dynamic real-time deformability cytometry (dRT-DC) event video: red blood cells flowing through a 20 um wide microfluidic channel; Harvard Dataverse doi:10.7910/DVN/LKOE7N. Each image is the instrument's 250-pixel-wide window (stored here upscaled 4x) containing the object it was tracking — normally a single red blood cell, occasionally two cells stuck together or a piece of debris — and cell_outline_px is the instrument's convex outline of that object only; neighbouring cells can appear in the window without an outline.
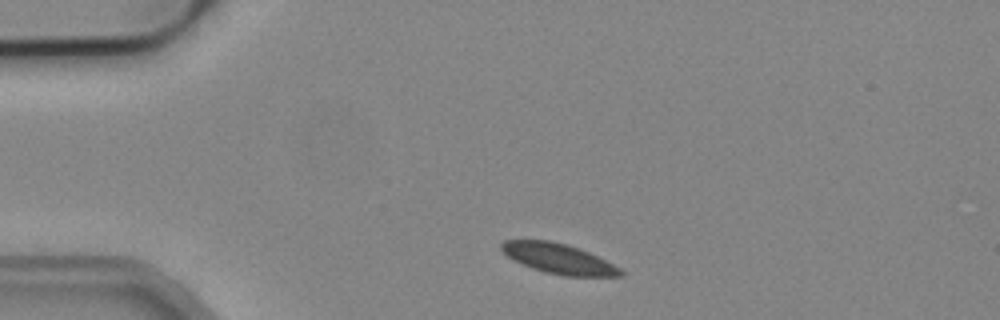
{"species": "common noctule bat (a hibernating species)", "species_latin": "Nyctalus noctula", "temperature_condition": "cold", "stored_images_in_passage": 2, "camera_frame_rate_fps": 3000, "um_per_image_px": 0.085, "animal": {"sex": "male", "body_mass_g": 19.2, "forearm_length_mm": 51.8}, "frame": {"image": 1, "passage_image": 1, "time_ms": 0.0, "image_size_px": [1000, 320], "cell_outline_px": [[624, 276], [564, 276], [544, 272], [532, 268], [512, 260], [500, 248], [500, 244], [504, 240], [548, 240], [564, 244], [588, 252], [620, 268], [624, 272]], "centroid_in_image_um": [47.45, 21.99], "position_along_channel_um": 37.6, "area_um2": 20.63}}